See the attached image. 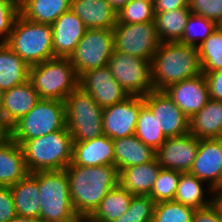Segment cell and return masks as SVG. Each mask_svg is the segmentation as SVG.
<instances>
[{"instance_id": "ac0fdd59", "label": "cell", "mask_w": 222, "mask_h": 222, "mask_svg": "<svg viewBox=\"0 0 222 222\" xmlns=\"http://www.w3.org/2000/svg\"><path fill=\"white\" fill-rule=\"evenodd\" d=\"M51 27L55 57L69 58L87 30L82 20L71 9L56 19Z\"/></svg>"}, {"instance_id": "8d00e7d4", "label": "cell", "mask_w": 222, "mask_h": 222, "mask_svg": "<svg viewBox=\"0 0 222 222\" xmlns=\"http://www.w3.org/2000/svg\"><path fill=\"white\" fill-rule=\"evenodd\" d=\"M195 209L175 201L158 202L152 222H192Z\"/></svg>"}, {"instance_id": "816d5d0a", "label": "cell", "mask_w": 222, "mask_h": 222, "mask_svg": "<svg viewBox=\"0 0 222 222\" xmlns=\"http://www.w3.org/2000/svg\"><path fill=\"white\" fill-rule=\"evenodd\" d=\"M142 1H145V2H148V3H152L154 4L155 0H142Z\"/></svg>"}, {"instance_id": "c3c4849f", "label": "cell", "mask_w": 222, "mask_h": 222, "mask_svg": "<svg viewBox=\"0 0 222 222\" xmlns=\"http://www.w3.org/2000/svg\"><path fill=\"white\" fill-rule=\"evenodd\" d=\"M9 136V130L4 126L0 118V143Z\"/></svg>"}, {"instance_id": "9a60e30c", "label": "cell", "mask_w": 222, "mask_h": 222, "mask_svg": "<svg viewBox=\"0 0 222 222\" xmlns=\"http://www.w3.org/2000/svg\"><path fill=\"white\" fill-rule=\"evenodd\" d=\"M79 86L102 108L120 103L129 97L114 79L107 65L86 71L79 77Z\"/></svg>"}, {"instance_id": "83f0119b", "label": "cell", "mask_w": 222, "mask_h": 222, "mask_svg": "<svg viewBox=\"0 0 222 222\" xmlns=\"http://www.w3.org/2000/svg\"><path fill=\"white\" fill-rule=\"evenodd\" d=\"M28 79V64L5 43H0V89L10 90Z\"/></svg>"}, {"instance_id": "60d3db41", "label": "cell", "mask_w": 222, "mask_h": 222, "mask_svg": "<svg viewBox=\"0 0 222 222\" xmlns=\"http://www.w3.org/2000/svg\"><path fill=\"white\" fill-rule=\"evenodd\" d=\"M16 215L10 187L0 186V222H10Z\"/></svg>"}, {"instance_id": "4316f807", "label": "cell", "mask_w": 222, "mask_h": 222, "mask_svg": "<svg viewBox=\"0 0 222 222\" xmlns=\"http://www.w3.org/2000/svg\"><path fill=\"white\" fill-rule=\"evenodd\" d=\"M70 7L71 0H19V13L25 19L49 25Z\"/></svg>"}, {"instance_id": "74e56055", "label": "cell", "mask_w": 222, "mask_h": 222, "mask_svg": "<svg viewBox=\"0 0 222 222\" xmlns=\"http://www.w3.org/2000/svg\"><path fill=\"white\" fill-rule=\"evenodd\" d=\"M152 3L142 0H130L117 12V23L135 24L154 21Z\"/></svg>"}, {"instance_id": "7a4b0ae2", "label": "cell", "mask_w": 222, "mask_h": 222, "mask_svg": "<svg viewBox=\"0 0 222 222\" xmlns=\"http://www.w3.org/2000/svg\"><path fill=\"white\" fill-rule=\"evenodd\" d=\"M202 74L198 47L180 42H161L151 61L153 90Z\"/></svg>"}, {"instance_id": "9c48e42d", "label": "cell", "mask_w": 222, "mask_h": 222, "mask_svg": "<svg viewBox=\"0 0 222 222\" xmlns=\"http://www.w3.org/2000/svg\"><path fill=\"white\" fill-rule=\"evenodd\" d=\"M113 51V29H87L69 60L80 77L88 70L106 66Z\"/></svg>"}, {"instance_id": "8fae6325", "label": "cell", "mask_w": 222, "mask_h": 222, "mask_svg": "<svg viewBox=\"0 0 222 222\" xmlns=\"http://www.w3.org/2000/svg\"><path fill=\"white\" fill-rule=\"evenodd\" d=\"M114 50L152 61L160 46L155 22L117 23L114 28Z\"/></svg>"}, {"instance_id": "cb8c5ba5", "label": "cell", "mask_w": 222, "mask_h": 222, "mask_svg": "<svg viewBox=\"0 0 222 222\" xmlns=\"http://www.w3.org/2000/svg\"><path fill=\"white\" fill-rule=\"evenodd\" d=\"M162 167L156 158L119 171V185L132 195H150Z\"/></svg>"}, {"instance_id": "f35d334b", "label": "cell", "mask_w": 222, "mask_h": 222, "mask_svg": "<svg viewBox=\"0 0 222 222\" xmlns=\"http://www.w3.org/2000/svg\"><path fill=\"white\" fill-rule=\"evenodd\" d=\"M188 9L222 26V0H189Z\"/></svg>"}, {"instance_id": "8992f818", "label": "cell", "mask_w": 222, "mask_h": 222, "mask_svg": "<svg viewBox=\"0 0 222 222\" xmlns=\"http://www.w3.org/2000/svg\"><path fill=\"white\" fill-rule=\"evenodd\" d=\"M65 120L73 142L100 137L103 132V108L79 85L66 97Z\"/></svg>"}, {"instance_id": "e0dca14e", "label": "cell", "mask_w": 222, "mask_h": 222, "mask_svg": "<svg viewBox=\"0 0 222 222\" xmlns=\"http://www.w3.org/2000/svg\"><path fill=\"white\" fill-rule=\"evenodd\" d=\"M164 91L188 118L199 112L210 99L203 73L171 84Z\"/></svg>"}, {"instance_id": "ee69618b", "label": "cell", "mask_w": 222, "mask_h": 222, "mask_svg": "<svg viewBox=\"0 0 222 222\" xmlns=\"http://www.w3.org/2000/svg\"><path fill=\"white\" fill-rule=\"evenodd\" d=\"M189 0H155L154 13H163L166 11L188 8Z\"/></svg>"}, {"instance_id": "3957f363", "label": "cell", "mask_w": 222, "mask_h": 222, "mask_svg": "<svg viewBox=\"0 0 222 222\" xmlns=\"http://www.w3.org/2000/svg\"><path fill=\"white\" fill-rule=\"evenodd\" d=\"M21 148L30 173L64 170L72 162L73 140L66 127L26 140Z\"/></svg>"}, {"instance_id": "7402d4cb", "label": "cell", "mask_w": 222, "mask_h": 222, "mask_svg": "<svg viewBox=\"0 0 222 222\" xmlns=\"http://www.w3.org/2000/svg\"><path fill=\"white\" fill-rule=\"evenodd\" d=\"M24 153L10 136L0 143V186H13L29 174Z\"/></svg>"}, {"instance_id": "f6af8a7d", "label": "cell", "mask_w": 222, "mask_h": 222, "mask_svg": "<svg viewBox=\"0 0 222 222\" xmlns=\"http://www.w3.org/2000/svg\"><path fill=\"white\" fill-rule=\"evenodd\" d=\"M212 204L217 208L220 218L222 220V188L213 190Z\"/></svg>"}, {"instance_id": "ba28073f", "label": "cell", "mask_w": 222, "mask_h": 222, "mask_svg": "<svg viewBox=\"0 0 222 222\" xmlns=\"http://www.w3.org/2000/svg\"><path fill=\"white\" fill-rule=\"evenodd\" d=\"M40 218L49 220H80L73 210L69 180L65 170L39 171Z\"/></svg>"}, {"instance_id": "4dcf8cb0", "label": "cell", "mask_w": 222, "mask_h": 222, "mask_svg": "<svg viewBox=\"0 0 222 222\" xmlns=\"http://www.w3.org/2000/svg\"><path fill=\"white\" fill-rule=\"evenodd\" d=\"M203 184H205V182L189 172L180 173L177 191L173 201L189 206L195 210L209 206L212 203V198L206 199L207 197H205L206 195L204 194H206L208 190H204Z\"/></svg>"}, {"instance_id": "4fadbf2b", "label": "cell", "mask_w": 222, "mask_h": 222, "mask_svg": "<svg viewBox=\"0 0 222 222\" xmlns=\"http://www.w3.org/2000/svg\"><path fill=\"white\" fill-rule=\"evenodd\" d=\"M144 99L140 96H129L124 101L103 108V132L112 140L135 134L140 108Z\"/></svg>"}, {"instance_id": "d4e9b609", "label": "cell", "mask_w": 222, "mask_h": 222, "mask_svg": "<svg viewBox=\"0 0 222 222\" xmlns=\"http://www.w3.org/2000/svg\"><path fill=\"white\" fill-rule=\"evenodd\" d=\"M189 132L198 139L222 138V102L210 98L189 118Z\"/></svg>"}, {"instance_id": "603a6c76", "label": "cell", "mask_w": 222, "mask_h": 222, "mask_svg": "<svg viewBox=\"0 0 222 222\" xmlns=\"http://www.w3.org/2000/svg\"><path fill=\"white\" fill-rule=\"evenodd\" d=\"M113 144L114 165L119 171L130 166L148 163L156 156V151L141 142L135 135L116 138Z\"/></svg>"}, {"instance_id": "7dc6e473", "label": "cell", "mask_w": 222, "mask_h": 222, "mask_svg": "<svg viewBox=\"0 0 222 222\" xmlns=\"http://www.w3.org/2000/svg\"><path fill=\"white\" fill-rule=\"evenodd\" d=\"M110 5L118 12L124 7L130 0H108Z\"/></svg>"}, {"instance_id": "5b68a950", "label": "cell", "mask_w": 222, "mask_h": 222, "mask_svg": "<svg viewBox=\"0 0 222 222\" xmlns=\"http://www.w3.org/2000/svg\"><path fill=\"white\" fill-rule=\"evenodd\" d=\"M40 99L64 101L79 85L68 57H54L29 67V79Z\"/></svg>"}, {"instance_id": "681fc988", "label": "cell", "mask_w": 222, "mask_h": 222, "mask_svg": "<svg viewBox=\"0 0 222 222\" xmlns=\"http://www.w3.org/2000/svg\"><path fill=\"white\" fill-rule=\"evenodd\" d=\"M43 222H82L81 220H49Z\"/></svg>"}, {"instance_id": "f546056e", "label": "cell", "mask_w": 222, "mask_h": 222, "mask_svg": "<svg viewBox=\"0 0 222 222\" xmlns=\"http://www.w3.org/2000/svg\"><path fill=\"white\" fill-rule=\"evenodd\" d=\"M188 8L155 13L154 22L161 42H179L190 16Z\"/></svg>"}, {"instance_id": "d590c367", "label": "cell", "mask_w": 222, "mask_h": 222, "mask_svg": "<svg viewBox=\"0 0 222 222\" xmlns=\"http://www.w3.org/2000/svg\"><path fill=\"white\" fill-rule=\"evenodd\" d=\"M180 173L181 172L176 170L161 168L149 196L156 203L173 201L177 191Z\"/></svg>"}, {"instance_id": "52a82bcc", "label": "cell", "mask_w": 222, "mask_h": 222, "mask_svg": "<svg viewBox=\"0 0 222 222\" xmlns=\"http://www.w3.org/2000/svg\"><path fill=\"white\" fill-rule=\"evenodd\" d=\"M66 127L64 101L41 99L34 108L9 129V136L22 145Z\"/></svg>"}, {"instance_id": "ab89813d", "label": "cell", "mask_w": 222, "mask_h": 222, "mask_svg": "<svg viewBox=\"0 0 222 222\" xmlns=\"http://www.w3.org/2000/svg\"><path fill=\"white\" fill-rule=\"evenodd\" d=\"M18 15L19 0H0V43L7 42Z\"/></svg>"}, {"instance_id": "e575fe53", "label": "cell", "mask_w": 222, "mask_h": 222, "mask_svg": "<svg viewBox=\"0 0 222 222\" xmlns=\"http://www.w3.org/2000/svg\"><path fill=\"white\" fill-rule=\"evenodd\" d=\"M155 205L149 195H133L128 210L113 222H152Z\"/></svg>"}, {"instance_id": "f907efd6", "label": "cell", "mask_w": 222, "mask_h": 222, "mask_svg": "<svg viewBox=\"0 0 222 222\" xmlns=\"http://www.w3.org/2000/svg\"><path fill=\"white\" fill-rule=\"evenodd\" d=\"M3 97H4V91L0 89V118H1V107H2Z\"/></svg>"}, {"instance_id": "7c38bea8", "label": "cell", "mask_w": 222, "mask_h": 222, "mask_svg": "<svg viewBox=\"0 0 222 222\" xmlns=\"http://www.w3.org/2000/svg\"><path fill=\"white\" fill-rule=\"evenodd\" d=\"M144 104L156 117L166 138L189 132V118L180 110L164 90H152L143 97Z\"/></svg>"}, {"instance_id": "d6a6232c", "label": "cell", "mask_w": 222, "mask_h": 222, "mask_svg": "<svg viewBox=\"0 0 222 222\" xmlns=\"http://www.w3.org/2000/svg\"><path fill=\"white\" fill-rule=\"evenodd\" d=\"M198 52L203 74L222 69V26L198 46Z\"/></svg>"}, {"instance_id": "ffe728a7", "label": "cell", "mask_w": 222, "mask_h": 222, "mask_svg": "<svg viewBox=\"0 0 222 222\" xmlns=\"http://www.w3.org/2000/svg\"><path fill=\"white\" fill-rule=\"evenodd\" d=\"M114 164L113 140L106 135L73 142L72 162L69 165L102 166Z\"/></svg>"}, {"instance_id": "bcb514c9", "label": "cell", "mask_w": 222, "mask_h": 222, "mask_svg": "<svg viewBox=\"0 0 222 222\" xmlns=\"http://www.w3.org/2000/svg\"><path fill=\"white\" fill-rule=\"evenodd\" d=\"M10 222H43L41 218L16 215Z\"/></svg>"}, {"instance_id": "484cf974", "label": "cell", "mask_w": 222, "mask_h": 222, "mask_svg": "<svg viewBox=\"0 0 222 222\" xmlns=\"http://www.w3.org/2000/svg\"><path fill=\"white\" fill-rule=\"evenodd\" d=\"M10 189L17 215L40 218L38 172L29 173Z\"/></svg>"}, {"instance_id": "30bf717a", "label": "cell", "mask_w": 222, "mask_h": 222, "mask_svg": "<svg viewBox=\"0 0 222 222\" xmlns=\"http://www.w3.org/2000/svg\"><path fill=\"white\" fill-rule=\"evenodd\" d=\"M107 66L129 96L144 97L153 90L151 61L114 50Z\"/></svg>"}, {"instance_id": "b9f144b4", "label": "cell", "mask_w": 222, "mask_h": 222, "mask_svg": "<svg viewBox=\"0 0 222 222\" xmlns=\"http://www.w3.org/2000/svg\"><path fill=\"white\" fill-rule=\"evenodd\" d=\"M204 75L208 84L209 97L222 102V69Z\"/></svg>"}, {"instance_id": "836d02e7", "label": "cell", "mask_w": 222, "mask_h": 222, "mask_svg": "<svg viewBox=\"0 0 222 222\" xmlns=\"http://www.w3.org/2000/svg\"><path fill=\"white\" fill-rule=\"evenodd\" d=\"M217 27L218 25L213 21L191 13L184 28L182 39L179 42L198 47ZM198 39H200V41Z\"/></svg>"}, {"instance_id": "f1b7e54d", "label": "cell", "mask_w": 222, "mask_h": 222, "mask_svg": "<svg viewBox=\"0 0 222 222\" xmlns=\"http://www.w3.org/2000/svg\"><path fill=\"white\" fill-rule=\"evenodd\" d=\"M133 195L120 185L111 189L85 222H113L128 210Z\"/></svg>"}, {"instance_id": "d6986e66", "label": "cell", "mask_w": 222, "mask_h": 222, "mask_svg": "<svg viewBox=\"0 0 222 222\" xmlns=\"http://www.w3.org/2000/svg\"><path fill=\"white\" fill-rule=\"evenodd\" d=\"M40 100L37 91L29 80L4 91L1 107V120L4 126L9 130L31 111Z\"/></svg>"}, {"instance_id": "44dd1931", "label": "cell", "mask_w": 222, "mask_h": 222, "mask_svg": "<svg viewBox=\"0 0 222 222\" xmlns=\"http://www.w3.org/2000/svg\"><path fill=\"white\" fill-rule=\"evenodd\" d=\"M70 9L87 29H113L117 24V11L108 0H71Z\"/></svg>"}, {"instance_id": "6da1fadb", "label": "cell", "mask_w": 222, "mask_h": 222, "mask_svg": "<svg viewBox=\"0 0 222 222\" xmlns=\"http://www.w3.org/2000/svg\"><path fill=\"white\" fill-rule=\"evenodd\" d=\"M73 210L85 222L96 210L107 193L119 185V170L114 164L102 166L68 165Z\"/></svg>"}, {"instance_id": "277c9868", "label": "cell", "mask_w": 222, "mask_h": 222, "mask_svg": "<svg viewBox=\"0 0 222 222\" xmlns=\"http://www.w3.org/2000/svg\"><path fill=\"white\" fill-rule=\"evenodd\" d=\"M5 44L29 67L55 57L51 25L32 22L20 13Z\"/></svg>"}, {"instance_id": "2e32d148", "label": "cell", "mask_w": 222, "mask_h": 222, "mask_svg": "<svg viewBox=\"0 0 222 222\" xmlns=\"http://www.w3.org/2000/svg\"><path fill=\"white\" fill-rule=\"evenodd\" d=\"M189 173L209 183L208 193L222 188V138L199 139V148Z\"/></svg>"}, {"instance_id": "1f68e13d", "label": "cell", "mask_w": 222, "mask_h": 222, "mask_svg": "<svg viewBox=\"0 0 222 222\" xmlns=\"http://www.w3.org/2000/svg\"><path fill=\"white\" fill-rule=\"evenodd\" d=\"M134 135L155 151L167 139L158 126L156 117H153V113L145 104L139 110Z\"/></svg>"}, {"instance_id": "7bdbcfd3", "label": "cell", "mask_w": 222, "mask_h": 222, "mask_svg": "<svg viewBox=\"0 0 222 222\" xmlns=\"http://www.w3.org/2000/svg\"><path fill=\"white\" fill-rule=\"evenodd\" d=\"M192 222H222L217 208L211 203L207 207L196 209Z\"/></svg>"}, {"instance_id": "5bb4252c", "label": "cell", "mask_w": 222, "mask_h": 222, "mask_svg": "<svg viewBox=\"0 0 222 222\" xmlns=\"http://www.w3.org/2000/svg\"><path fill=\"white\" fill-rule=\"evenodd\" d=\"M199 139L190 132L167 138L156 150V160L165 169L189 172L197 155Z\"/></svg>"}]
</instances>
